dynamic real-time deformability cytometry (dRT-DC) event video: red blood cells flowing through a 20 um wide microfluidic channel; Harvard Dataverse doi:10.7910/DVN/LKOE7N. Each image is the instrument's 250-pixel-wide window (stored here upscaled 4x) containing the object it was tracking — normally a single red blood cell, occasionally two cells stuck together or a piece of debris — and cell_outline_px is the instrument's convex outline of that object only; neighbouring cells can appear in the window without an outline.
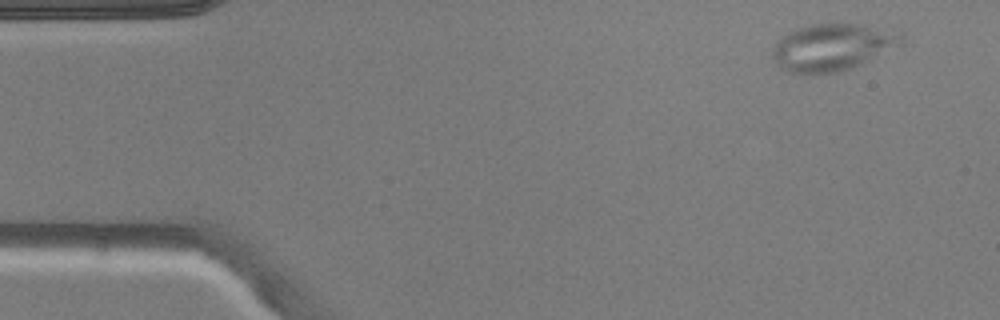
{"species": "common noctule bat (a hibernating species)", "species_latin": "Nyctalus noctula", "temperature_condition": "warm", "stored_images_in_passage": 3, "camera_frame_rate_fps": 3000, "um_per_image_px": 0.085, "animal": {"sex": "male", "body_mass_g": 20.5, "forearm_length_mm": 52.5}, "frame": {"image": 1, "passage_image": 1, "time_ms": 0.0, "image_size_px": [1000, 320], "cell_outline_px": [[904, 44], [852, 68], [840, 72], [788, 72], [780, 68], [776, 64], [772, 56], [772, 48], [776, 40], [788, 32], [812, 24], [864, 24], [900, 28], [904, 32]], "centroid_in_image_um": [70.87, 3.97], "position_along_channel_um": 14.1, "area_um2": 35.95}}